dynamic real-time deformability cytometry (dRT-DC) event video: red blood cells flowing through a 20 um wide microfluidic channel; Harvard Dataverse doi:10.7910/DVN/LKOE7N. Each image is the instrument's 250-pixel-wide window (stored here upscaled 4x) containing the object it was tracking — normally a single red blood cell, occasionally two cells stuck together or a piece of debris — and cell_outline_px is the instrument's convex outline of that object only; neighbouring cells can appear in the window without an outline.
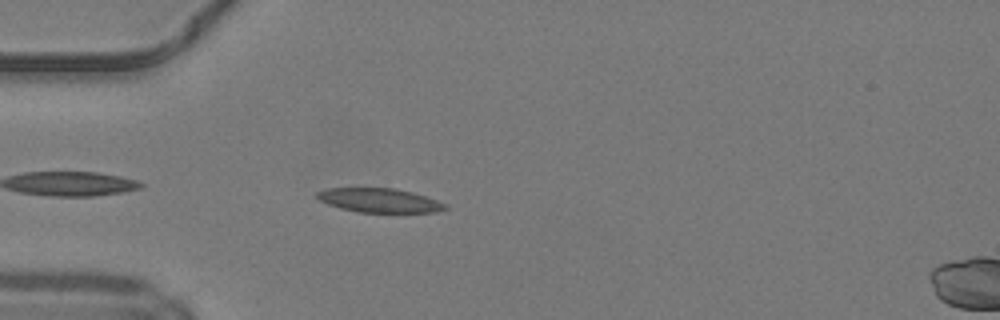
{"species": "common noctule bat (a hibernating species)", "species_latin": "Nyctalus noctula", "temperature_condition": "warm", "stored_images_in_passage": 36, "camera_frame_rate_fps": 3000, "um_per_image_px": 0.085, "animal": {"sex": "male", "body_mass_g": 19.2, "forearm_length_mm": 51.8}, "frame": {"image": 1, "passage_image": 3, "time_ms": 0.667, "image_size_px": [1000, 320], "cell_outline_px": [[448, 208], [436, 212], [360, 212], [340, 208], [328, 204], [320, 200], [316, 196], [316, 192], [328, 188], [396, 188], [412, 192], [448, 204]], "centroid_in_image_um": [32.26, 17.03], "position_along_channel_um": 52.7, "area_um2": 17.92}}
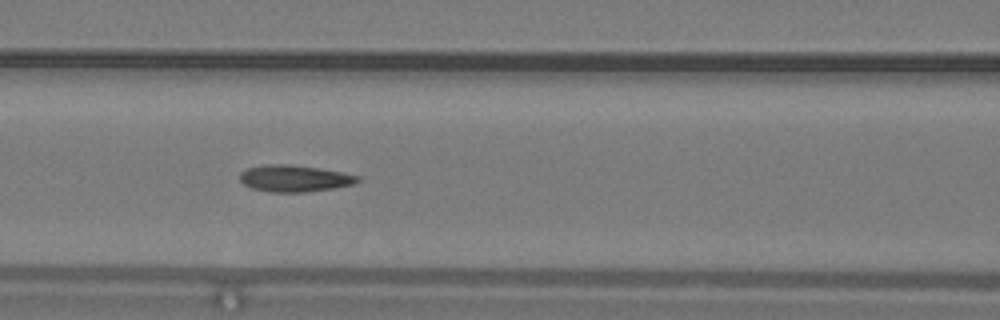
{"frame": {"image": 2, "passage_image": 10, "time_ms": 3.0, "image_size_px": [1000, 320], "cell_outline_px": [[360, 180], [352, 184], [332, 188], [304, 192], [268, 192], [252, 188], [244, 184], [240, 180], [240, 172], [248, 168], [264, 164], [292, 164], [320, 168], [360, 176]], "centroid_in_image_um": [25.0, 15.15], "position_along_channel_um": 141.6, "area_um2": 18.26}}
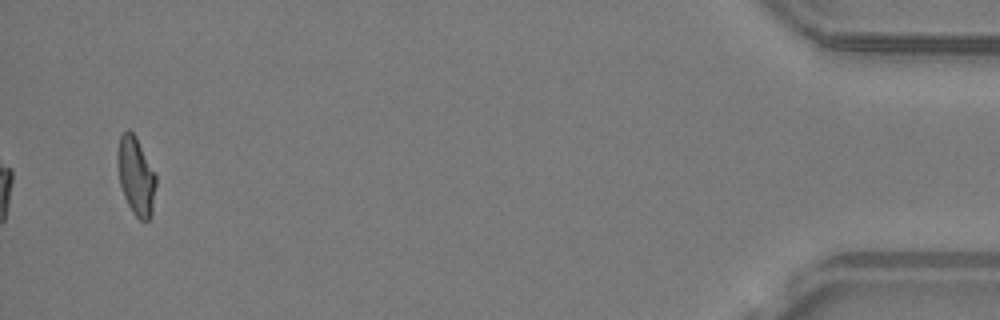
{"frame": {"image": 3, "passage_image": 36, "time_ms": 11.667, "image_size_px": [1000, 320], "cell_outline_px": [[156, 184], [152, 216], [148, 220], [140, 220], [132, 212], [124, 196], [120, 184], [116, 160], [116, 156], [120, 136], [128, 128], [136, 136], [156, 176]], "centroid_in_image_um": [11.55, 14.96], "position_along_channel_um": 423.7, "area_um2": 17.51}, "authors_computed_cell_mechanics": {"area_um2": 18.0914, "velocity_mm_per_s": 4.2266, "shape_relaxation_time_tau1_ms": null, "shape_relaxation_time_tau2_ms": 2.5705, "deformation_change_tau1": null, "deformation_change_tau2": 0.1039}}